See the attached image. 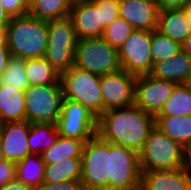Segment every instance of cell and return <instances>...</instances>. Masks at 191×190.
Masks as SVG:
<instances>
[{"mask_svg":"<svg viewBox=\"0 0 191 190\" xmlns=\"http://www.w3.org/2000/svg\"><path fill=\"white\" fill-rule=\"evenodd\" d=\"M154 126L155 117L132 104L106 110L98 118L97 134L107 142L139 153Z\"/></svg>","mask_w":191,"mask_h":190,"instance_id":"cell-1","label":"cell"},{"mask_svg":"<svg viewBox=\"0 0 191 190\" xmlns=\"http://www.w3.org/2000/svg\"><path fill=\"white\" fill-rule=\"evenodd\" d=\"M48 39L47 21L31 15L13 17L6 25V43L12 56L44 58Z\"/></svg>","mask_w":191,"mask_h":190,"instance_id":"cell-2","label":"cell"},{"mask_svg":"<svg viewBox=\"0 0 191 190\" xmlns=\"http://www.w3.org/2000/svg\"><path fill=\"white\" fill-rule=\"evenodd\" d=\"M63 97L87 107L98 118L104 113L100 75L70 67L60 74Z\"/></svg>","mask_w":191,"mask_h":190,"instance_id":"cell-3","label":"cell"},{"mask_svg":"<svg viewBox=\"0 0 191 190\" xmlns=\"http://www.w3.org/2000/svg\"><path fill=\"white\" fill-rule=\"evenodd\" d=\"M183 151V146L154 126L139 152L141 171L179 169Z\"/></svg>","mask_w":191,"mask_h":190,"instance_id":"cell-4","label":"cell"},{"mask_svg":"<svg viewBox=\"0 0 191 190\" xmlns=\"http://www.w3.org/2000/svg\"><path fill=\"white\" fill-rule=\"evenodd\" d=\"M48 39L44 58L60 74L74 65L78 38L71 18L47 21Z\"/></svg>","mask_w":191,"mask_h":190,"instance_id":"cell-5","label":"cell"},{"mask_svg":"<svg viewBox=\"0 0 191 190\" xmlns=\"http://www.w3.org/2000/svg\"><path fill=\"white\" fill-rule=\"evenodd\" d=\"M74 66L100 76L121 70L118 49L102 37L78 40Z\"/></svg>","mask_w":191,"mask_h":190,"instance_id":"cell-6","label":"cell"},{"mask_svg":"<svg viewBox=\"0 0 191 190\" xmlns=\"http://www.w3.org/2000/svg\"><path fill=\"white\" fill-rule=\"evenodd\" d=\"M139 153L110 143L107 190H133L141 186Z\"/></svg>","mask_w":191,"mask_h":190,"instance_id":"cell-7","label":"cell"},{"mask_svg":"<svg viewBox=\"0 0 191 190\" xmlns=\"http://www.w3.org/2000/svg\"><path fill=\"white\" fill-rule=\"evenodd\" d=\"M24 92L26 121L55 124L64 98L61 84L31 85Z\"/></svg>","mask_w":191,"mask_h":190,"instance_id":"cell-8","label":"cell"},{"mask_svg":"<svg viewBox=\"0 0 191 190\" xmlns=\"http://www.w3.org/2000/svg\"><path fill=\"white\" fill-rule=\"evenodd\" d=\"M110 142L98 134L85 142L80 182L86 190H107Z\"/></svg>","mask_w":191,"mask_h":190,"instance_id":"cell-9","label":"cell"},{"mask_svg":"<svg viewBox=\"0 0 191 190\" xmlns=\"http://www.w3.org/2000/svg\"><path fill=\"white\" fill-rule=\"evenodd\" d=\"M55 127L62 137L86 142L97 134L98 117L80 103L63 98Z\"/></svg>","mask_w":191,"mask_h":190,"instance_id":"cell-10","label":"cell"},{"mask_svg":"<svg viewBox=\"0 0 191 190\" xmlns=\"http://www.w3.org/2000/svg\"><path fill=\"white\" fill-rule=\"evenodd\" d=\"M150 49L151 31L134 30L118 48L121 69L135 76L151 74L154 65Z\"/></svg>","mask_w":191,"mask_h":190,"instance_id":"cell-11","label":"cell"},{"mask_svg":"<svg viewBox=\"0 0 191 190\" xmlns=\"http://www.w3.org/2000/svg\"><path fill=\"white\" fill-rule=\"evenodd\" d=\"M175 85L174 82L155 78L151 74L137 76L134 104L155 117L173 93Z\"/></svg>","mask_w":191,"mask_h":190,"instance_id":"cell-12","label":"cell"},{"mask_svg":"<svg viewBox=\"0 0 191 190\" xmlns=\"http://www.w3.org/2000/svg\"><path fill=\"white\" fill-rule=\"evenodd\" d=\"M137 76L120 70L100 76V89L104 112L134 104L135 81Z\"/></svg>","mask_w":191,"mask_h":190,"instance_id":"cell-13","label":"cell"},{"mask_svg":"<svg viewBox=\"0 0 191 190\" xmlns=\"http://www.w3.org/2000/svg\"><path fill=\"white\" fill-rule=\"evenodd\" d=\"M69 17L73 22L78 40L102 37L100 4H97L95 0H74Z\"/></svg>","mask_w":191,"mask_h":190,"instance_id":"cell-14","label":"cell"},{"mask_svg":"<svg viewBox=\"0 0 191 190\" xmlns=\"http://www.w3.org/2000/svg\"><path fill=\"white\" fill-rule=\"evenodd\" d=\"M159 12L155 0H119V17L135 30H157Z\"/></svg>","mask_w":191,"mask_h":190,"instance_id":"cell-15","label":"cell"},{"mask_svg":"<svg viewBox=\"0 0 191 190\" xmlns=\"http://www.w3.org/2000/svg\"><path fill=\"white\" fill-rule=\"evenodd\" d=\"M31 123L24 121L0 124L4 159L18 163L30 154L28 134Z\"/></svg>","mask_w":191,"mask_h":190,"instance_id":"cell-16","label":"cell"},{"mask_svg":"<svg viewBox=\"0 0 191 190\" xmlns=\"http://www.w3.org/2000/svg\"><path fill=\"white\" fill-rule=\"evenodd\" d=\"M141 172L144 190H191V179L182 168Z\"/></svg>","mask_w":191,"mask_h":190,"instance_id":"cell-17","label":"cell"},{"mask_svg":"<svg viewBox=\"0 0 191 190\" xmlns=\"http://www.w3.org/2000/svg\"><path fill=\"white\" fill-rule=\"evenodd\" d=\"M151 75L158 79L184 84L191 75V57L184 51L157 62Z\"/></svg>","mask_w":191,"mask_h":190,"instance_id":"cell-18","label":"cell"},{"mask_svg":"<svg viewBox=\"0 0 191 190\" xmlns=\"http://www.w3.org/2000/svg\"><path fill=\"white\" fill-rule=\"evenodd\" d=\"M24 120L25 92L11 85H0V124Z\"/></svg>","mask_w":191,"mask_h":190,"instance_id":"cell-19","label":"cell"},{"mask_svg":"<svg viewBox=\"0 0 191 190\" xmlns=\"http://www.w3.org/2000/svg\"><path fill=\"white\" fill-rule=\"evenodd\" d=\"M157 30L180 44L191 35V25L182 9L160 11Z\"/></svg>","mask_w":191,"mask_h":190,"instance_id":"cell-20","label":"cell"},{"mask_svg":"<svg viewBox=\"0 0 191 190\" xmlns=\"http://www.w3.org/2000/svg\"><path fill=\"white\" fill-rule=\"evenodd\" d=\"M155 126L184 148L191 146V114L155 116Z\"/></svg>","mask_w":191,"mask_h":190,"instance_id":"cell-21","label":"cell"},{"mask_svg":"<svg viewBox=\"0 0 191 190\" xmlns=\"http://www.w3.org/2000/svg\"><path fill=\"white\" fill-rule=\"evenodd\" d=\"M45 163L41 154H29L16 163V179L33 190L44 182Z\"/></svg>","mask_w":191,"mask_h":190,"instance_id":"cell-22","label":"cell"},{"mask_svg":"<svg viewBox=\"0 0 191 190\" xmlns=\"http://www.w3.org/2000/svg\"><path fill=\"white\" fill-rule=\"evenodd\" d=\"M84 144L83 140L59 135L57 141L41 155L46 165L59 163L67 158H82Z\"/></svg>","mask_w":191,"mask_h":190,"instance_id":"cell-23","label":"cell"},{"mask_svg":"<svg viewBox=\"0 0 191 190\" xmlns=\"http://www.w3.org/2000/svg\"><path fill=\"white\" fill-rule=\"evenodd\" d=\"M25 72L30 86L61 84L60 73L45 58L25 59Z\"/></svg>","mask_w":191,"mask_h":190,"instance_id":"cell-24","label":"cell"},{"mask_svg":"<svg viewBox=\"0 0 191 190\" xmlns=\"http://www.w3.org/2000/svg\"><path fill=\"white\" fill-rule=\"evenodd\" d=\"M82 158H67L59 163L45 165L44 182L62 183L68 180H80Z\"/></svg>","mask_w":191,"mask_h":190,"instance_id":"cell-25","label":"cell"},{"mask_svg":"<svg viewBox=\"0 0 191 190\" xmlns=\"http://www.w3.org/2000/svg\"><path fill=\"white\" fill-rule=\"evenodd\" d=\"M74 0H35L29 7V15L41 20L68 17Z\"/></svg>","mask_w":191,"mask_h":190,"instance_id":"cell-26","label":"cell"},{"mask_svg":"<svg viewBox=\"0 0 191 190\" xmlns=\"http://www.w3.org/2000/svg\"><path fill=\"white\" fill-rule=\"evenodd\" d=\"M59 133L53 123H31L28 134L30 154H42L58 139Z\"/></svg>","mask_w":191,"mask_h":190,"instance_id":"cell-27","label":"cell"},{"mask_svg":"<svg viewBox=\"0 0 191 190\" xmlns=\"http://www.w3.org/2000/svg\"><path fill=\"white\" fill-rule=\"evenodd\" d=\"M191 114V91L184 84H176L173 93L156 116H186Z\"/></svg>","mask_w":191,"mask_h":190,"instance_id":"cell-28","label":"cell"},{"mask_svg":"<svg viewBox=\"0 0 191 190\" xmlns=\"http://www.w3.org/2000/svg\"><path fill=\"white\" fill-rule=\"evenodd\" d=\"M0 85H11L22 91L30 86L25 72V59L10 57L5 71L0 76Z\"/></svg>","mask_w":191,"mask_h":190,"instance_id":"cell-29","label":"cell"},{"mask_svg":"<svg viewBox=\"0 0 191 190\" xmlns=\"http://www.w3.org/2000/svg\"><path fill=\"white\" fill-rule=\"evenodd\" d=\"M151 55L153 65L177 54L182 50L180 43L163 35L160 31H151Z\"/></svg>","mask_w":191,"mask_h":190,"instance_id":"cell-30","label":"cell"},{"mask_svg":"<svg viewBox=\"0 0 191 190\" xmlns=\"http://www.w3.org/2000/svg\"><path fill=\"white\" fill-rule=\"evenodd\" d=\"M134 30L133 26L126 20L118 17L109 26L104 28L102 38L105 39L112 47L118 49Z\"/></svg>","mask_w":191,"mask_h":190,"instance_id":"cell-31","label":"cell"},{"mask_svg":"<svg viewBox=\"0 0 191 190\" xmlns=\"http://www.w3.org/2000/svg\"><path fill=\"white\" fill-rule=\"evenodd\" d=\"M100 4L101 23L104 28L119 17V0H95Z\"/></svg>","mask_w":191,"mask_h":190,"instance_id":"cell-32","label":"cell"},{"mask_svg":"<svg viewBox=\"0 0 191 190\" xmlns=\"http://www.w3.org/2000/svg\"><path fill=\"white\" fill-rule=\"evenodd\" d=\"M0 4L11 18L29 14V5L24 0H0Z\"/></svg>","mask_w":191,"mask_h":190,"instance_id":"cell-33","label":"cell"},{"mask_svg":"<svg viewBox=\"0 0 191 190\" xmlns=\"http://www.w3.org/2000/svg\"><path fill=\"white\" fill-rule=\"evenodd\" d=\"M36 190H83L80 180H68L62 183L43 182Z\"/></svg>","mask_w":191,"mask_h":190,"instance_id":"cell-34","label":"cell"},{"mask_svg":"<svg viewBox=\"0 0 191 190\" xmlns=\"http://www.w3.org/2000/svg\"><path fill=\"white\" fill-rule=\"evenodd\" d=\"M16 179V163L0 159V187Z\"/></svg>","mask_w":191,"mask_h":190,"instance_id":"cell-35","label":"cell"},{"mask_svg":"<svg viewBox=\"0 0 191 190\" xmlns=\"http://www.w3.org/2000/svg\"><path fill=\"white\" fill-rule=\"evenodd\" d=\"M189 0H155L160 11L182 9Z\"/></svg>","mask_w":191,"mask_h":190,"instance_id":"cell-36","label":"cell"},{"mask_svg":"<svg viewBox=\"0 0 191 190\" xmlns=\"http://www.w3.org/2000/svg\"><path fill=\"white\" fill-rule=\"evenodd\" d=\"M12 55L9 52L7 43H0V76L6 69V65Z\"/></svg>","mask_w":191,"mask_h":190,"instance_id":"cell-37","label":"cell"},{"mask_svg":"<svg viewBox=\"0 0 191 190\" xmlns=\"http://www.w3.org/2000/svg\"><path fill=\"white\" fill-rule=\"evenodd\" d=\"M191 179V146L184 148L181 167Z\"/></svg>","mask_w":191,"mask_h":190,"instance_id":"cell-38","label":"cell"},{"mask_svg":"<svg viewBox=\"0 0 191 190\" xmlns=\"http://www.w3.org/2000/svg\"><path fill=\"white\" fill-rule=\"evenodd\" d=\"M0 190H33L28 185H25L22 181L14 179L9 183L0 187Z\"/></svg>","mask_w":191,"mask_h":190,"instance_id":"cell-39","label":"cell"},{"mask_svg":"<svg viewBox=\"0 0 191 190\" xmlns=\"http://www.w3.org/2000/svg\"><path fill=\"white\" fill-rule=\"evenodd\" d=\"M10 20L11 17L0 4V26H6L10 22Z\"/></svg>","mask_w":191,"mask_h":190,"instance_id":"cell-40","label":"cell"},{"mask_svg":"<svg viewBox=\"0 0 191 190\" xmlns=\"http://www.w3.org/2000/svg\"><path fill=\"white\" fill-rule=\"evenodd\" d=\"M182 51L187 53L191 57V35L186 38V40L181 44Z\"/></svg>","mask_w":191,"mask_h":190,"instance_id":"cell-41","label":"cell"},{"mask_svg":"<svg viewBox=\"0 0 191 190\" xmlns=\"http://www.w3.org/2000/svg\"><path fill=\"white\" fill-rule=\"evenodd\" d=\"M186 19L189 21V24L191 25V0H189L184 7L182 8Z\"/></svg>","mask_w":191,"mask_h":190,"instance_id":"cell-42","label":"cell"},{"mask_svg":"<svg viewBox=\"0 0 191 190\" xmlns=\"http://www.w3.org/2000/svg\"><path fill=\"white\" fill-rule=\"evenodd\" d=\"M0 43H6V26H0Z\"/></svg>","mask_w":191,"mask_h":190,"instance_id":"cell-43","label":"cell"},{"mask_svg":"<svg viewBox=\"0 0 191 190\" xmlns=\"http://www.w3.org/2000/svg\"><path fill=\"white\" fill-rule=\"evenodd\" d=\"M184 85L191 91V75L185 81Z\"/></svg>","mask_w":191,"mask_h":190,"instance_id":"cell-44","label":"cell"},{"mask_svg":"<svg viewBox=\"0 0 191 190\" xmlns=\"http://www.w3.org/2000/svg\"><path fill=\"white\" fill-rule=\"evenodd\" d=\"M0 159H4L3 144H2L1 134H0Z\"/></svg>","mask_w":191,"mask_h":190,"instance_id":"cell-45","label":"cell"},{"mask_svg":"<svg viewBox=\"0 0 191 190\" xmlns=\"http://www.w3.org/2000/svg\"><path fill=\"white\" fill-rule=\"evenodd\" d=\"M29 6H31V4H33V2L35 1V0H24Z\"/></svg>","mask_w":191,"mask_h":190,"instance_id":"cell-46","label":"cell"},{"mask_svg":"<svg viewBox=\"0 0 191 190\" xmlns=\"http://www.w3.org/2000/svg\"><path fill=\"white\" fill-rule=\"evenodd\" d=\"M133 190H144L141 186Z\"/></svg>","mask_w":191,"mask_h":190,"instance_id":"cell-47","label":"cell"}]
</instances>
